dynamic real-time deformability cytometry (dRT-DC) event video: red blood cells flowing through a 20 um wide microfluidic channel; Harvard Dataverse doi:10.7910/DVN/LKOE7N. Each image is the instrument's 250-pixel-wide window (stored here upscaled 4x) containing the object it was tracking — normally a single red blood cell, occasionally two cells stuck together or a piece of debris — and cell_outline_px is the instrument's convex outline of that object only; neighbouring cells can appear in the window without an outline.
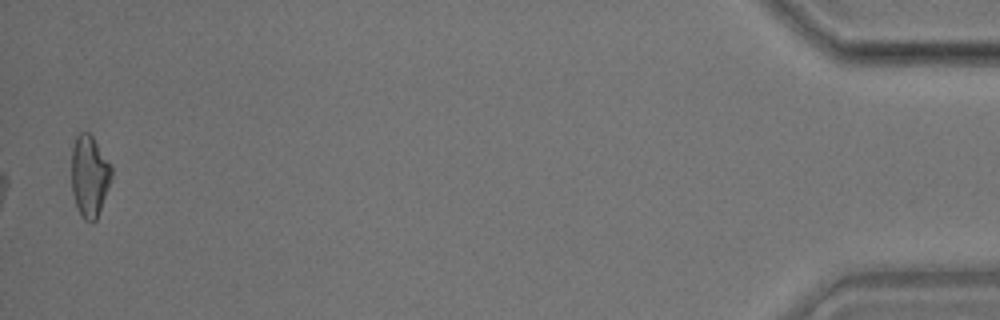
{"species": "common noctule bat (a hibernating species)", "species_latin": "Nyctalus noctula", "temperature_condition": "room temperature", "stored_images_in_passage": 31, "camera_frame_rate_fps": 3000, "um_per_image_px": 0.085, "animal": {"sex": "male", "body_mass_g": 17.9}, "frame": {"image": 1, "passage_image": 31, "time_ms": 10.0, "image_size_px": [1000, 320], "cell_outline_px": [[112, 176], [96, 220], [92, 224], [84, 220], [80, 216], [76, 208], [72, 192], [72, 148], [76, 136], [80, 132], [88, 132], [92, 136], [112, 168]], "centroid_in_image_um": [7.58, 15.01], "position_along_channel_um": 427.6, "area_um2": 18.9}}